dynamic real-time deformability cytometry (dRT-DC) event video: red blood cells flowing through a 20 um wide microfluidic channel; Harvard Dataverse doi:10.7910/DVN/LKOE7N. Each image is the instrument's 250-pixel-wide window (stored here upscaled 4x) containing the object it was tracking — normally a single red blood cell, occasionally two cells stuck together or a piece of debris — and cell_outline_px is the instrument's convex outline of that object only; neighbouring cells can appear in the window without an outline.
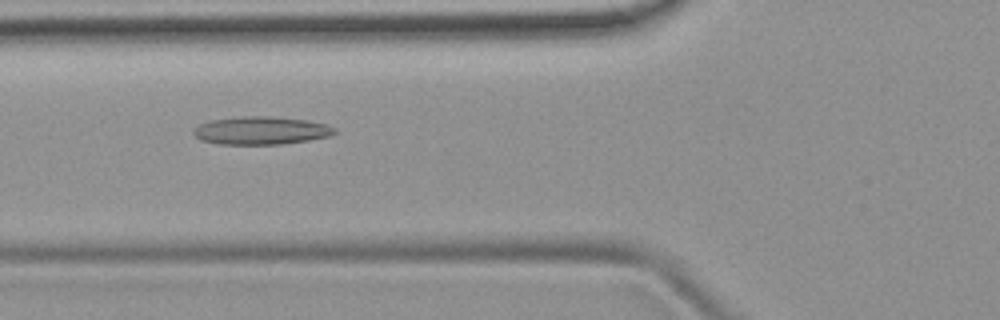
{"species": "common noctule bat (a hibernating species)", "species_latin": "Nyctalus noctula", "temperature_condition": "room temperature", "stored_images_in_passage": 10, "camera_frame_rate_fps": 3000, "um_per_image_px": 0.085, "animal": {"sex": "female", "body_mass_g": 19.9}, "frame": {"image": 1, "passage_image": 4, "time_ms": 1.0, "image_size_px": [1000, 320], "cell_outline_px": [[336, 132], [328, 136], [308, 140], [280, 144], [216, 144], [200, 140], [192, 132], [200, 124], [212, 120], [240, 116], [272, 116], [308, 120], [328, 124], [336, 128]], "centroid_in_image_um": [22.2, 11.09], "position_along_channel_um": 103.6, "area_um2": 23.0}}
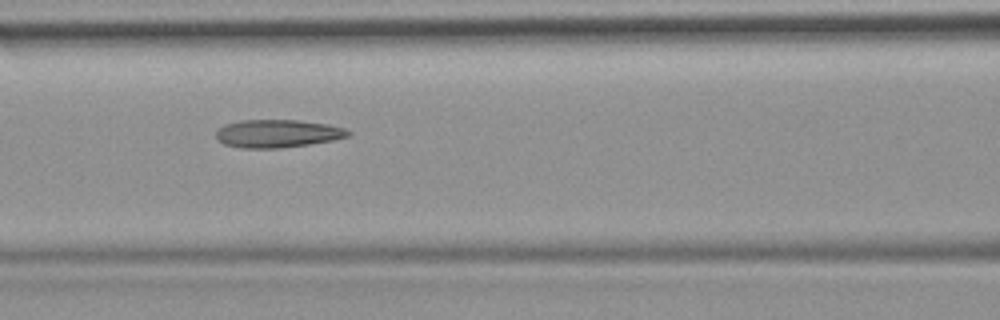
{"frame": {"image": 2, "passage_image": 7, "time_ms": 2.0, "image_size_px": [1000, 320], "cell_outline_px": [[352, 132], [348, 136], [336, 140], [280, 148], [240, 148], [224, 144], [216, 140], [216, 132], [224, 124], [240, 120], [300, 120], [328, 124], [344, 128]], "centroid_in_image_um": [23.58, 11.35], "position_along_channel_um": 143.0, "area_um2": 21.68}}
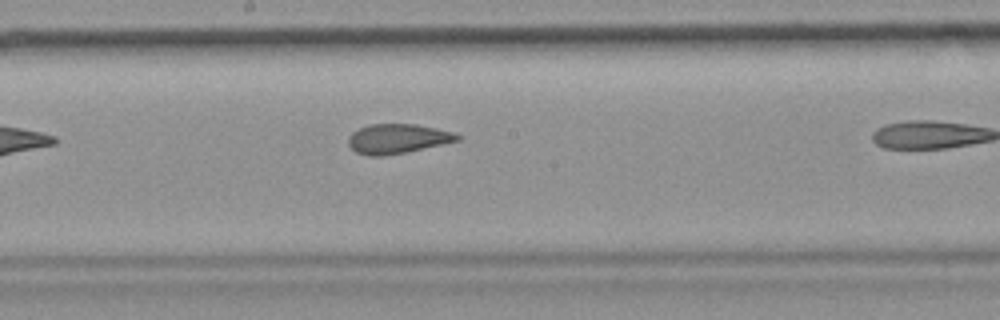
{"frame": {"image": 3, "passage_image": 9, "time_ms": 2.667, "image_size_px": [1000, 320], "cell_outline_px": [[464, 136], [460, 140], [404, 152], [384, 156], [368, 156], [356, 152], [348, 144], [348, 136], [352, 132], [360, 128], [372, 124], [416, 124], [436, 128], [452, 132]], "centroid_in_image_um": [33.78, 11.79], "position_along_channel_um": 214.4, "area_um2": 18.67}}